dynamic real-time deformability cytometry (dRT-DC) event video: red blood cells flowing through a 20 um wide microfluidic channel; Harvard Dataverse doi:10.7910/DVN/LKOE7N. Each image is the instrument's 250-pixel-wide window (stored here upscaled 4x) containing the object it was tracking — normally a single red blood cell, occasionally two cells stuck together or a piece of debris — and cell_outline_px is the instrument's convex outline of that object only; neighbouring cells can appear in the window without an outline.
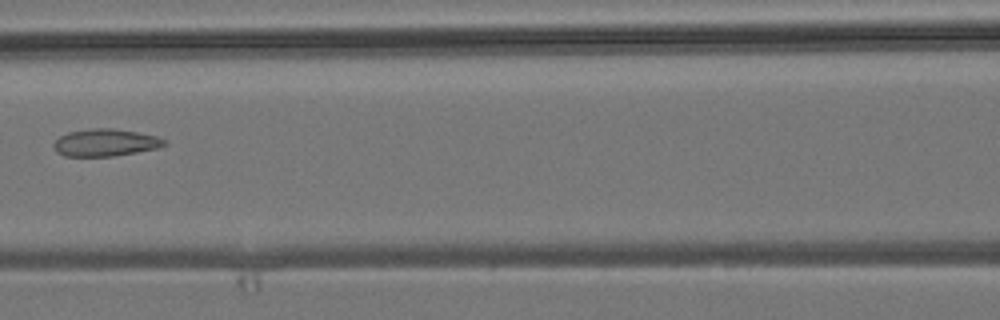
{"species": "common noctule bat (a hibernating species)", "species_latin": "Nyctalus noctula", "temperature_condition": "room temperature", "stored_images_in_passage": 8, "camera_frame_rate_fps": 3000, "um_per_image_px": 0.085, "animal": {"sex": "male", "body_mass_g": 19.2, "forearm_length_mm": 51.8}, "frame": {"image": 1, "passage_image": 7, "time_ms": 7.0, "image_size_px": [1000, 320], "cell_outline_px": [[168, 144], [156, 148], [136, 152], [112, 156], [64, 156], [56, 152], [52, 144], [60, 136], [68, 132], [92, 128], [112, 128], [136, 132], [156, 136], [168, 140]], "centroid_in_image_um": [8.95, 12.12], "position_along_channel_um": 157.7, "area_um2": 17.57}}
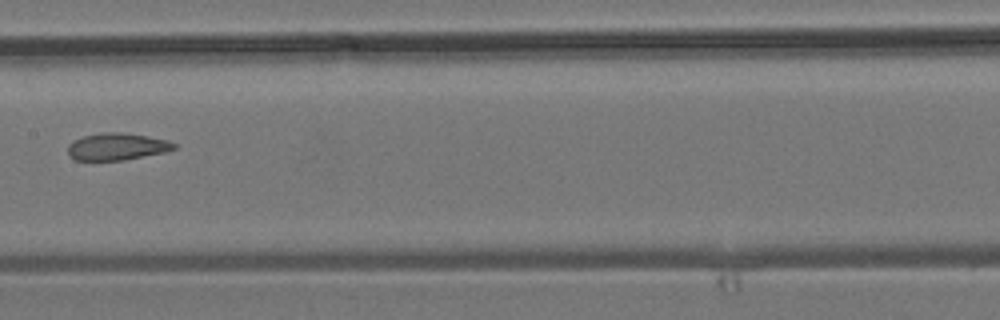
{"frame": {"image": 2, "passage_image": 8, "time_ms": 8.0, "image_size_px": [1000, 320], "cell_outline_px": [[176, 148], [164, 152], [124, 160], [76, 160], [68, 156], [68, 144], [72, 140], [84, 136], [100, 132], [124, 132], [148, 136], [168, 140], [176, 144]], "centroid_in_image_um": [9.91, 12.45], "position_along_channel_um": 197.5, "area_um2": 16.88}}